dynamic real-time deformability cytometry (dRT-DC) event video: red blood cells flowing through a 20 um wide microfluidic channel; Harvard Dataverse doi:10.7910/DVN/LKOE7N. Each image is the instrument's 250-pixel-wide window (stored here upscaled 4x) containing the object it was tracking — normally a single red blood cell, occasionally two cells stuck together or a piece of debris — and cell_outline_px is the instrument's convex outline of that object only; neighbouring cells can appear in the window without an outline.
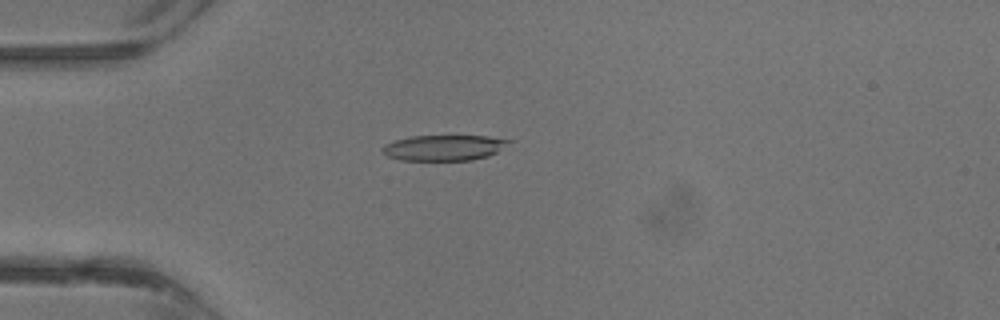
{"species": "common noctule bat (a hibernating species)", "species_latin": "Nyctalus noctula", "temperature_condition": "warm", "stored_images_in_passage": 37, "camera_frame_rate_fps": 3000, "um_per_image_px": 0.085, "animal": {"sex": "male", "body_mass_g": 13.3}, "frame": {"image": 1, "passage_image": 10, "time_ms": 3.0, "image_size_px": [1000, 320], "cell_outline_px": [[512, 140], [496, 152], [488, 156], [472, 160], [400, 160], [388, 156], [380, 148], [384, 144], [408, 136], [488, 136]], "centroid_in_image_um": [37.7, 12.55], "position_along_channel_um": 47.3, "area_um2": 18.73}}
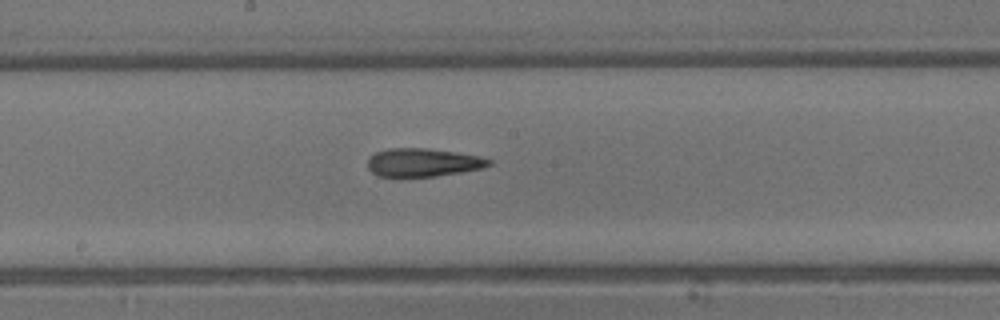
{"frame": {"image": 2, "passage_image": 20, "time_ms": 6.333, "image_size_px": [1000, 320], "cell_outline_px": [[492, 164], [480, 168], [460, 172], [436, 176], [400, 180], [376, 176], [368, 168], [368, 156], [376, 152], [388, 148], [428, 148], [456, 152], [480, 156], [492, 160]], "centroid_in_image_um": [35.86, 13.85], "position_along_channel_um": 212.3, "area_um2": 20.81}}
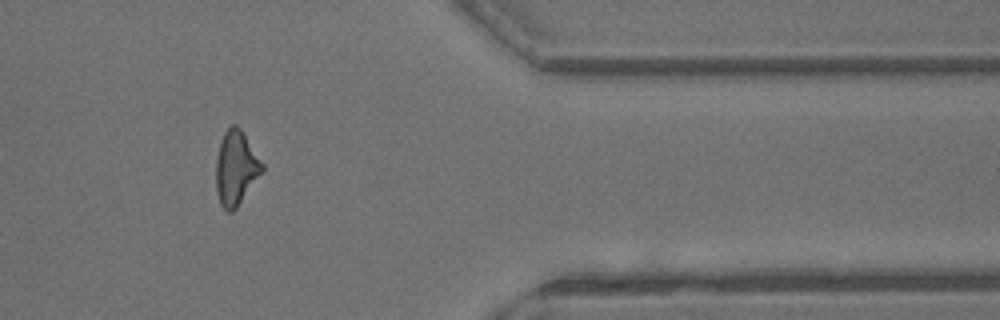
{"frame": {"image": 3, "passage_image": 31, "time_ms": 10.0, "image_size_px": [1000, 320], "cell_outline_px": [[264, 172], [236, 208], [232, 212], [228, 212], [220, 204], [216, 192], [216, 160], [220, 140], [224, 132], [232, 124], [236, 124], [240, 128], [264, 164]], "centroid_in_image_um": [20.06, 14.29], "position_along_channel_um": 391.3, "area_um2": 20.17}}